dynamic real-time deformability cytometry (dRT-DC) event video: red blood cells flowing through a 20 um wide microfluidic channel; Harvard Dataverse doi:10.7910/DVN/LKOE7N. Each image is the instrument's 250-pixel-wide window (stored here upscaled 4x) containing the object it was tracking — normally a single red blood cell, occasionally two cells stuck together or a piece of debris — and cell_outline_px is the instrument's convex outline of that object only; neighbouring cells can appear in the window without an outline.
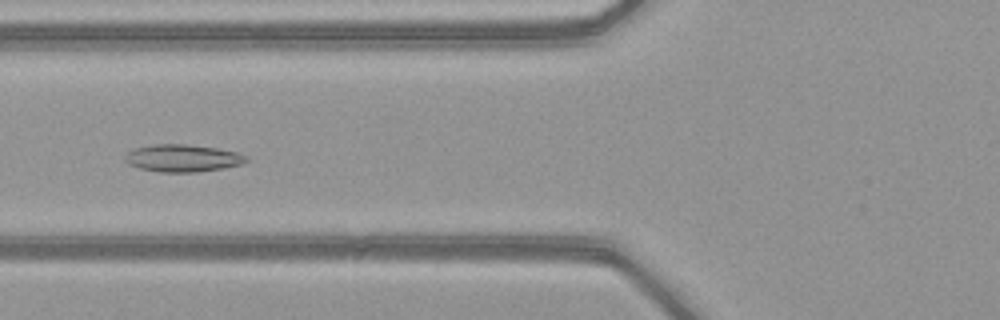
{"species": "common noctule bat (a hibernating species)", "species_latin": "Nyctalus noctula", "temperature_condition": "warm", "stored_images_in_passage": 51, "camera_frame_rate_fps": 3000, "um_per_image_px": 0.085, "animal": {"sex": "female", "body_mass_g": 21.9}, "frame": {"image": 1, "passage_image": 21, "time_ms": 6.667, "image_size_px": [1000, 320], "cell_outline_px": [[248, 160], [244, 164], [224, 168], [196, 172], [160, 172], [140, 168], [128, 164], [124, 160], [124, 156], [132, 148], [156, 144], [188, 144], [216, 148], [236, 152], [248, 156]], "centroid_in_image_um": [15.53, 13.44], "position_along_channel_um": 110.3, "area_um2": 19.48}}
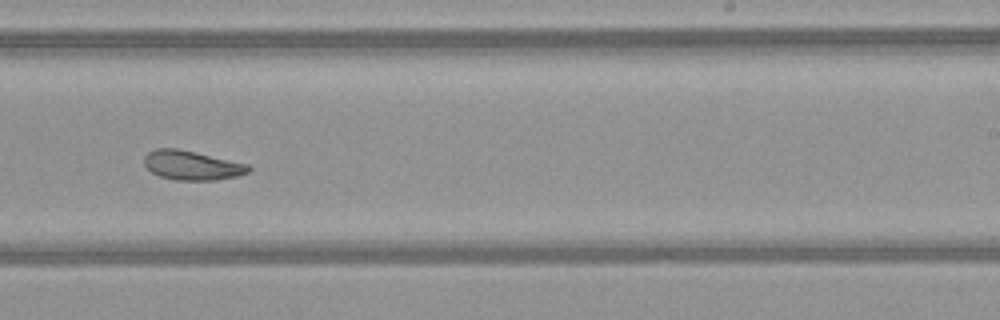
{"frame": {"image": 2, "passage_image": 33, "time_ms": 10.667, "image_size_px": [1000, 320], "cell_outline_px": [[252, 168], [248, 172], [236, 176], [216, 180], [176, 180], [160, 176], [152, 172], [144, 164], [144, 156], [148, 152], [156, 148], [176, 148], [196, 152], [248, 164]], "centroid_in_image_um": [16.3, 14.05], "position_along_channel_um": 272.7, "area_um2": 17.74}}
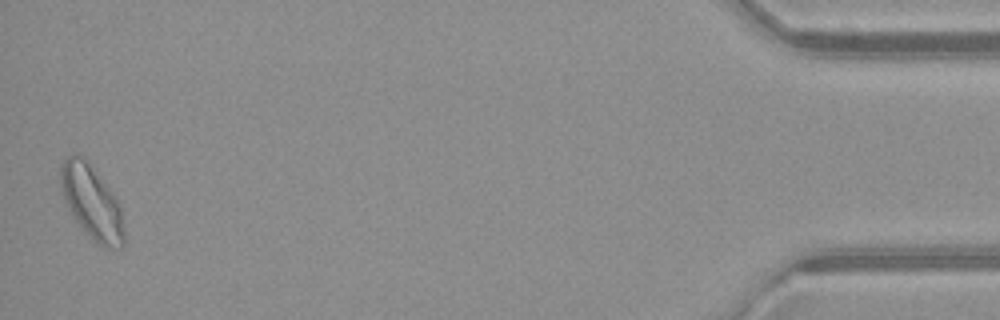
{"frame": {"image": 3, "passage_image": 51, "time_ms": 16.667, "image_size_px": [1000, 320], "cell_outline_px": [[124, 244], [120, 248], [104, 248], [96, 244], [84, 232], [76, 220], [64, 196], [60, 184], [60, 164], [68, 156], [80, 156], [88, 160], [112, 192], [120, 204], [124, 228]], "centroid_in_image_um": [7.83, 17.22], "position_along_channel_um": 427.4, "area_um2": 27.11}, "authors_computed_cell_mechanics": {"area_um2": 21.2126, "velocity_mm_per_s": 4.0534, "shape_relaxation_time_tau1_ms": null, "shape_relaxation_time_tau2_ms": 7.1272, "deformation_change_tau1": null, "deformation_change_tau2": 0.1388}}